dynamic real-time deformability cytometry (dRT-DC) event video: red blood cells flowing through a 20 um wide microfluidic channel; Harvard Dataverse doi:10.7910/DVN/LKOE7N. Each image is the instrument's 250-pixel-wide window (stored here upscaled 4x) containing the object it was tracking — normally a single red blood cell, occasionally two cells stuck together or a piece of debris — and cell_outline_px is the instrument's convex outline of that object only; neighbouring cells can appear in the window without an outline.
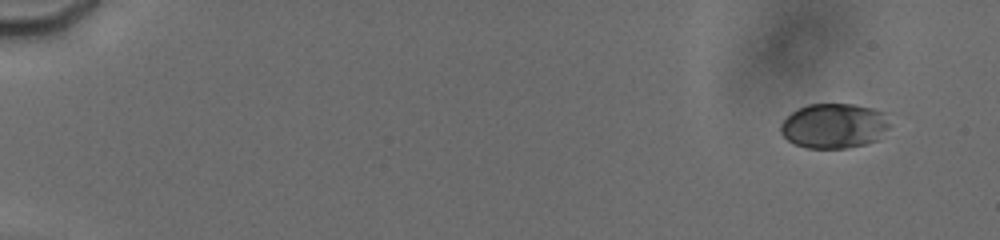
{"species": "human", "species_latin": "Homo sapiens", "temperature_condition": "cold", "stored_images_in_passage": 76, "camera_frame_rate_fps": 3000, "um_per_image_px": 0.085, "donor": {"sex": "male"}, "frame": {"image": 1, "passage_image": 4, "time_ms": 1.333, "image_size_px": [1000, 240], "cell_outline_px": [[888, 128], [876, 140], [864, 144], [848, 148], [808, 148], [796, 144], [788, 140], [780, 132], [780, 124], [796, 108], [808, 104], [852, 104], [872, 108], [884, 112], [888, 124]], "centroid_in_image_um": [70.86, 10.69], "position_along_channel_um": 14.1, "area_um2": 28.38}}
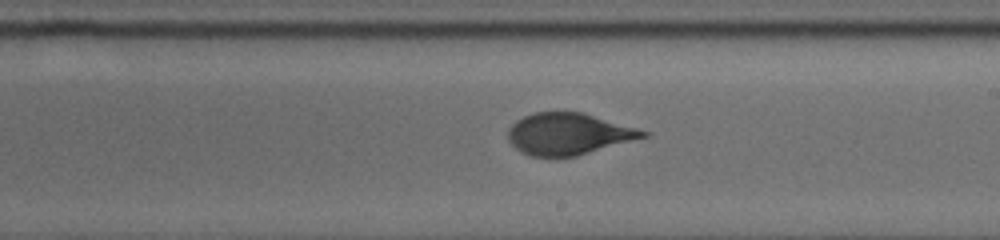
{"frame": {"image": 2, "passage_image": 40, "time_ms": 11.667, "image_size_px": [1000, 240], "cell_outline_px": [[648, 136], [576, 156], [532, 156], [520, 152], [508, 140], [508, 128], [516, 120], [532, 112], [584, 112], [636, 128], [648, 132]], "centroid_in_image_um": [48.28, 11.37], "position_along_channel_um": 240.7, "area_um2": 32.54}}
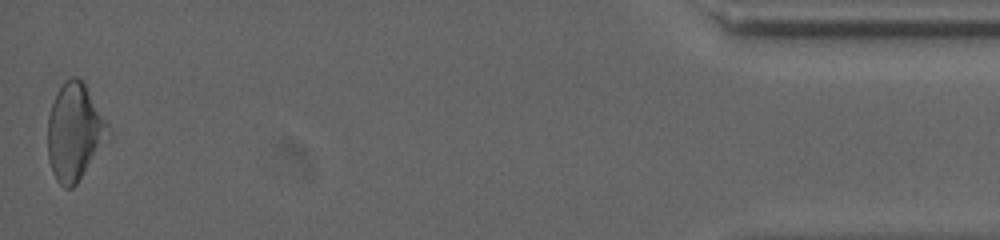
{"frame": {"image": 3, "passage_image": 76, "time_ms": 18.667, "image_size_px": [1000, 240], "cell_outline_px": [[112, 136], [76, 184], [72, 188], [64, 188], [56, 180], [52, 172], [48, 160], [48, 116], [56, 92], [64, 80], [72, 76], [76, 76], [84, 84], [108, 124]], "centroid_in_image_um": [6.34, 11.24], "position_along_channel_um": 428.9, "area_um2": 34.28}, "authors_computed_cell_mechanics": {"area_um2": 33.1194, "velocity_mm_per_s": 3.8101, "shape_relaxation_time_tau1_ms": 4.1431, "shape_relaxation_time_tau2_ms": 1.0802, "deformation_change_tau1": 0.1472, "deformation_change_tau2": 0.0402}}